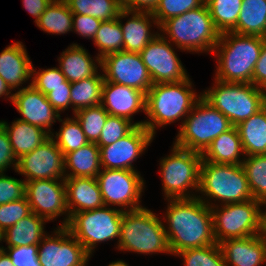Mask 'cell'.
Returning a JSON list of instances; mask_svg holds the SVG:
<instances>
[{
	"label": "cell",
	"instance_id": "cell-36",
	"mask_svg": "<svg viewBox=\"0 0 266 266\" xmlns=\"http://www.w3.org/2000/svg\"><path fill=\"white\" fill-rule=\"evenodd\" d=\"M205 3L220 33L230 32L236 27L242 0H205Z\"/></svg>",
	"mask_w": 266,
	"mask_h": 266
},
{
	"label": "cell",
	"instance_id": "cell-26",
	"mask_svg": "<svg viewBox=\"0 0 266 266\" xmlns=\"http://www.w3.org/2000/svg\"><path fill=\"white\" fill-rule=\"evenodd\" d=\"M242 156V158H240ZM245 158L237 127L220 134L202 153V161L240 165Z\"/></svg>",
	"mask_w": 266,
	"mask_h": 266
},
{
	"label": "cell",
	"instance_id": "cell-27",
	"mask_svg": "<svg viewBox=\"0 0 266 266\" xmlns=\"http://www.w3.org/2000/svg\"><path fill=\"white\" fill-rule=\"evenodd\" d=\"M0 125L7 132L16 159H19L24 154L30 153L51 136L42 128L20 119L12 122L11 126L5 121H0Z\"/></svg>",
	"mask_w": 266,
	"mask_h": 266
},
{
	"label": "cell",
	"instance_id": "cell-49",
	"mask_svg": "<svg viewBox=\"0 0 266 266\" xmlns=\"http://www.w3.org/2000/svg\"><path fill=\"white\" fill-rule=\"evenodd\" d=\"M70 89L71 87H57L53 88V91L46 95L49 103L57 110L59 114L71 106Z\"/></svg>",
	"mask_w": 266,
	"mask_h": 266
},
{
	"label": "cell",
	"instance_id": "cell-8",
	"mask_svg": "<svg viewBox=\"0 0 266 266\" xmlns=\"http://www.w3.org/2000/svg\"><path fill=\"white\" fill-rule=\"evenodd\" d=\"M181 122L173 144L201 154L215 138L232 127L229 119L202 97Z\"/></svg>",
	"mask_w": 266,
	"mask_h": 266
},
{
	"label": "cell",
	"instance_id": "cell-4",
	"mask_svg": "<svg viewBox=\"0 0 266 266\" xmlns=\"http://www.w3.org/2000/svg\"><path fill=\"white\" fill-rule=\"evenodd\" d=\"M159 30L178 49L196 53H213L221 34L214 26L206 3L167 19L159 26Z\"/></svg>",
	"mask_w": 266,
	"mask_h": 266
},
{
	"label": "cell",
	"instance_id": "cell-33",
	"mask_svg": "<svg viewBox=\"0 0 266 266\" xmlns=\"http://www.w3.org/2000/svg\"><path fill=\"white\" fill-rule=\"evenodd\" d=\"M36 25L44 32L64 35L72 31L73 13L64 0H53L40 16Z\"/></svg>",
	"mask_w": 266,
	"mask_h": 266
},
{
	"label": "cell",
	"instance_id": "cell-20",
	"mask_svg": "<svg viewBox=\"0 0 266 266\" xmlns=\"http://www.w3.org/2000/svg\"><path fill=\"white\" fill-rule=\"evenodd\" d=\"M101 105L109 115L132 122L133 114L146 113V94L133 87L104 81Z\"/></svg>",
	"mask_w": 266,
	"mask_h": 266
},
{
	"label": "cell",
	"instance_id": "cell-42",
	"mask_svg": "<svg viewBox=\"0 0 266 266\" xmlns=\"http://www.w3.org/2000/svg\"><path fill=\"white\" fill-rule=\"evenodd\" d=\"M205 4V0H159L152 15L160 26L167 19L182 15Z\"/></svg>",
	"mask_w": 266,
	"mask_h": 266
},
{
	"label": "cell",
	"instance_id": "cell-29",
	"mask_svg": "<svg viewBox=\"0 0 266 266\" xmlns=\"http://www.w3.org/2000/svg\"><path fill=\"white\" fill-rule=\"evenodd\" d=\"M46 219L31 213L22 218L15 225L7 228L3 234V242L9 247L38 245L42 238L47 234L44 231Z\"/></svg>",
	"mask_w": 266,
	"mask_h": 266
},
{
	"label": "cell",
	"instance_id": "cell-25",
	"mask_svg": "<svg viewBox=\"0 0 266 266\" xmlns=\"http://www.w3.org/2000/svg\"><path fill=\"white\" fill-rule=\"evenodd\" d=\"M86 49L73 43L59 57V68L70 83L94 76L101 68V59L90 57ZM98 66H97V64Z\"/></svg>",
	"mask_w": 266,
	"mask_h": 266
},
{
	"label": "cell",
	"instance_id": "cell-41",
	"mask_svg": "<svg viewBox=\"0 0 266 266\" xmlns=\"http://www.w3.org/2000/svg\"><path fill=\"white\" fill-rule=\"evenodd\" d=\"M136 125L144 126V121L134 123L122 117L108 115L96 145L99 148L111 145L127 135Z\"/></svg>",
	"mask_w": 266,
	"mask_h": 266
},
{
	"label": "cell",
	"instance_id": "cell-3",
	"mask_svg": "<svg viewBox=\"0 0 266 266\" xmlns=\"http://www.w3.org/2000/svg\"><path fill=\"white\" fill-rule=\"evenodd\" d=\"M188 77L177 83H155L146 93V115L144 127L155 136L156 128L184 120L196 102L202 97L192 89ZM185 116V117H184Z\"/></svg>",
	"mask_w": 266,
	"mask_h": 266
},
{
	"label": "cell",
	"instance_id": "cell-18",
	"mask_svg": "<svg viewBox=\"0 0 266 266\" xmlns=\"http://www.w3.org/2000/svg\"><path fill=\"white\" fill-rule=\"evenodd\" d=\"M154 136L144 126L136 125L115 143L100 148L103 169L135 170L132 164L147 149Z\"/></svg>",
	"mask_w": 266,
	"mask_h": 266
},
{
	"label": "cell",
	"instance_id": "cell-9",
	"mask_svg": "<svg viewBox=\"0 0 266 266\" xmlns=\"http://www.w3.org/2000/svg\"><path fill=\"white\" fill-rule=\"evenodd\" d=\"M170 155L160 159V175L164 197L168 199H191L198 195L202 154L172 145ZM193 188V189H192ZM191 193V194H190Z\"/></svg>",
	"mask_w": 266,
	"mask_h": 266
},
{
	"label": "cell",
	"instance_id": "cell-28",
	"mask_svg": "<svg viewBox=\"0 0 266 266\" xmlns=\"http://www.w3.org/2000/svg\"><path fill=\"white\" fill-rule=\"evenodd\" d=\"M64 159L65 178H96L102 169L100 148L96 143L89 142L78 150L67 153Z\"/></svg>",
	"mask_w": 266,
	"mask_h": 266
},
{
	"label": "cell",
	"instance_id": "cell-21",
	"mask_svg": "<svg viewBox=\"0 0 266 266\" xmlns=\"http://www.w3.org/2000/svg\"><path fill=\"white\" fill-rule=\"evenodd\" d=\"M226 266H261L266 263V234L231 238L219 243Z\"/></svg>",
	"mask_w": 266,
	"mask_h": 266
},
{
	"label": "cell",
	"instance_id": "cell-23",
	"mask_svg": "<svg viewBox=\"0 0 266 266\" xmlns=\"http://www.w3.org/2000/svg\"><path fill=\"white\" fill-rule=\"evenodd\" d=\"M25 45L18 41L0 53V77L15 90L32 78V61ZM22 84V85H21Z\"/></svg>",
	"mask_w": 266,
	"mask_h": 266
},
{
	"label": "cell",
	"instance_id": "cell-7",
	"mask_svg": "<svg viewBox=\"0 0 266 266\" xmlns=\"http://www.w3.org/2000/svg\"><path fill=\"white\" fill-rule=\"evenodd\" d=\"M201 95L235 127L266 105L265 90L252 83L221 82L215 79V85Z\"/></svg>",
	"mask_w": 266,
	"mask_h": 266
},
{
	"label": "cell",
	"instance_id": "cell-40",
	"mask_svg": "<svg viewBox=\"0 0 266 266\" xmlns=\"http://www.w3.org/2000/svg\"><path fill=\"white\" fill-rule=\"evenodd\" d=\"M182 256L185 266H226L219 244L189 248L175 254Z\"/></svg>",
	"mask_w": 266,
	"mask_h": 266
},
{
	"label": "cell",
	"instance_id": "cell-58",
	"mask_svg": "<svg viewBox=\"0 0 266 266\" xmlns=\"http://www.w3.org/2000/svg\"><path fill=\"white\" fill-rule=\"evenodd\" d=\"M1 241H3V234H2V232L0 231V242ZM0 248H2V247H0Z\"/></svg>",
	"mask_w": 266,
	"mask_h": 266
},
{
	"label": "cell",
	"instance_id": "cell-1",
	"mask_svg": "<svg viewBox=\"0 0 266 266\" xmlns=\"http://www.w3.org/2000/svg\"><path fill=\"white\" fill-rule=\"evenodd\" d=\"M164 225L171 254L217 243L211 207L199 198L168 199ZM169 226V227H168Z\"/></svg>",
	"mask_w": 266,
	"mask_h": 266
},
{
	"label": "cell",
	"instance_id": "cell-46",
	"mask_svg": "<svg viewBox=\"0 0 266 266\" xmlns=\"http://www.w3.org/2000/svg\"><path fill=\"white\" fill-rule=\"evenodd\" d=\"M14 266H41L38 260V245L5 248Z\"/></svg>",
	"mask_w": 266,
	"mask_h": 266
},
{
	"label": "cell",
	"instance_id": "cell-39",
	"mask_svg": "<svg viewBox=\"0 0 266 266\" xmlns=\"http://www.w3.org/2000/svg\"><path fill=\"white\" fill-rule=\"evenodd\" d=\"M109 113L102 105L80 109L74 113L90 143H97Z\"/></svg>",
	"mask_w": 266,
	"mask_h": 266
},
{
	"label": "cell",
	"instance_id": "cell-10",
	"mask_svg": "<svg viewBox=\"0 0 266 266\" xmlns=\"http://www.w3.org/2000/svg\"><path fill=\"white\" fill-rule=\"evenodd\" d=\"M262 206L255 199L224 204L221 207L214 203L211 212L217 244L231 238L252 237L264 233Z\"/></svg>",
	"mask_w": 266,
	"mask_h": 266
},
{
	"label": "cell",
	"instance_id": "cell-22",
	"mask_svg": "<svg viewBox=\"0 0 266 266\" xmlns=\"http://www.w3.org/2000/svg\"><path fill=\"white\" fill-rule=\"evenodd\" d=\"M130 15L131 17L128 18ZM126 17L128 19L124 25L122 20ZM118 21L123 32V51L125 52L140 53L159 34L158 32L151 33V24H154L159 30L152 13L132 12L123 9L118 15Z\"/></svg>",
	"mask_w": 266,
	"mask_h": 266
},
{
	"label": "cell",
	"instance_id": "cell-53",
	"mask_svg": "<svg viewBox=\"0 0 266 266\" xmlns=\"http://www.w3.org/2000/svg\"><path fill=\"white\" fill-rule=\"evenodd\" d=\"M11 91V87L0 77V97L8 96L7 98L12 102L14 93Z\"/></svg>",
	"mask_w": 266,
	"mask_h": 266
},
{
	"label": "cell",
	"instance_id": "cell-16",
	"mask_svg": "<svg viewBox=\"0 0 266 266\" xmlns=\"http://www.w3.org/2000/svg\"><path fill=\"white\" fill-rule=\"evenodd\" d=\"M104 81L114 82L143 91L145 94L153 82L140 53L113 52L101 59Z\"/></svg>",
	"mask_w": 266,
	"mask_h": 266
},
{
	"label": "cell",
	"instance_id": "cell-34",
	"mask_svg": "<svg viewBox=\"0 0 266 266\" xmlns=\"http://www.w3.org/2000/svg\"><path fill=\"white\" fill-rule=\"evenodd\" d=\"M73 14L92 16L101 21L118 17L122 0H64Z\"/></svg>",
	"mask_w": 266,
	"mask_h": 266
},
{
	"label": "cell",
	"instance_id": "cell-45",
	"mask_svg": "<svg viewBox=\"0 0 266 266\" xmlns=\"http://www.w3.org/2000/svg\"><path fill=\"white\" fill-rule=\"evenodd\" d=\"M26 181L0 173V205L25 197Z\"/></svg>",
	"mask_w": 266,
	"mask_h": 266
},
{
	"label": "cell",
	"instance_id": "cell-50",
	"mask_svg": "<svg viewBox=\"0 0 266 266\" xmlns=\"http://www.w3.org/2000/svg\"><path fill=\"white\" fill-rule=\"evenodd\" d=\"M252 84L256 87L266 89V37L259 55V59L253 70Z\"/></svg>",
	"mask_w": 266,
	"mask_h": 266
},
{
	"label": "cell",
	"instance_id": "cell-47",
	"mask_svg": "<svg viewBox=\"0 0 266 266\" xmlns=\"http://www.w3.org/2000/svg\"><path fill=\"white\" fill-rule=\"evenodd\" d=\"M101 23V20L92 16L73 14L72 31L84 38L93 39Z\"/></svg>",
	"mask_w": 266,
	"mask_h": 266
},
{
	"label": "cell",
	"instance_id": "cell-5",
	"mask_svg": "<svg viewBox=\"0 0 266 266\" xmlns=\"http://www.w3.org/2000/svg\"><path fill=\"white\" fill-rule=\"evenodd\" d=\"M163 223L146 207L124 212L116 248L145 255L171 254Z\"/></svg>",
	"mask_w": 266,
	"mask_h": 266
},
{
	"label": "cell",
	"instance_id": "cell-30",
	"mask_svg": "<svg viewBox=\"0 0 266 266\" xmlns=\"http://www.w3.org/2000/svg\"><path fill=\"white\" fill-rule=\"evenodd\" d=\"M236 127L245 156L266 154V105Z\"/></svg>",
	"mask_w": 266,
	"mask_h": 266
},
{
	"label": "cell",
	"instance_id": "cell-54",
	"mask_svg": "<svg viewBox=\"0 0 266 266\" xmlns=\"http://www.w3.org/2000/svg\"><path fill=\"white\" fill-rule=\"evenodd\" d=\"M0 266H14L6 252L1 255Z\"/></svg>",
	"mask_w": 266,
	"mask_h": 266
},
{
	"label": "cell",
	"instance_id": "cell-38",
	"mask_svg": "<svg viewBox=\"0 0 266 266\" xmlns=\"http://www.w3.org/2000/svg\"><path fill=\"white\" fill-rule=\"evenodd\" d=\"M58 121L62 122L61 128L58 133H55L56 136L54 135V132H52L50 137L58 145L64 156L89 143L75 116L74 118L66 117L64 120H62L60 116Z\"/></svg>",
	"mask_w": 266,
	"mask_h": 266
},
{
	"label": "cell",
	"instance_id": "cell-24",
	"mask_svg": "<svg viewBox=\"0 0 266 266\" xmlns=\"http://www.w3.org/2000/svg\"><path fill=\"white\" fill-rule=\"evenodd\" d=\"M67 207L70 217L77 212L104 206L96 178H65Z\"/></svg>",
	"mask_w": 266,
	"mask_h": 266
},
{
	"label": "cell",
	"instance_id": "cell-14",
	"mask_svg": "<svg viewBox=\"0 0 266 266\" xmlns=\"http://www.w3.org/2000/svg\"><path fill=\"white\" fill-rule=\"evenodd\" d=\"M171 42L157 34L140 52L150 78L155 83H177L189 77Z\"/></svg>",
	"mask_w": 266,
	"mask_h": 266
},
{
	"label": "cell",
	"instance_id": "cell-6",
	"mask_svg": "<svg viewBox=\"0 0 266 266\" xmlns=\"http://www.w3.org/2000/svg\"><path fill=\"white\" fill-rule=\"evenodd\" d=\"M198 193L202 195L197 198L210 207L214 206L211 199L219 203L221 201L220 205L241 203L253 199L241 164H217L201 161Z\"/></svg>",
	"mask_w": 266,
	"mask_h": 266
},
{
	"label": "cell",
	"instance_id": "cell-12",
	"mask_svg": "<svg viewBox=\"0 0 266 266\" xmlns=\"http://www.w3.org/2000/svg\"><path fill=\"white\" fill-rule=\"evenodd\" d=\"M96 179L105 206L117 205L123 212L142 208L145 183L138 171L102 168Z\"/></svg>",
	"mask_w": 266,
	"mask_h": 266
},
{
	"label": "cell",
	"instance_id": "cell-48",
	"mask_svg": "<svg viewBox=\"0 0 266 266\" xmlns=\"http://www.w3.org/2000/svg\"><path fill=\"white\" fill-rule=\"evenodd\" d=\"M8 167H13L16 171L17 159L13 154L12 145L9 141L7 132L0 125V173H4Z\"/></svg>",
	"mask_w": 266,
	"mask_h": 266
},
{
	"label": "cell",
	"instance_id": "cell-19",
	"mask_svg": "<svg viewBox=\"0 0 266 266\" xmlns=\"http://www.w3.org/2000/svg\"><path fill=\"white\" fill-rule=\"evenodd\" d=\"M12 103L22 115V118L18 119L47 130L50 135L52 124L61 116L49 103L47 96L31 83L14 93Z\"/></svg>",
	"mask_w": 266,
	"mask_h": 266
},
{
	"label": "cell",
	"instance_id": "cell-37",
	"mask_svg": "<svg viewBox=\"0 0 266 266\" xmlns=\"http://www.w3.org/2000/svg\"><path fill=\"white\" fill-rule=\"evenodd\" d=\"M93 41L99 49L97 56L100 59L107 54L123 51V32L118 17L102 21Z\"/></svg>",
	"mask_w": 266,
	"mask_h": 266
},
{
	"label": "cell",
	"instance_id": "cell-15",
	"mask_svg": "<svg viewBox=\"0 0 266 266\" xmlns=\"http://www.w3.org/2000/svg\"><path fill=\"white\" fill-rule=\"evenodd\" d=\"M38 244L41 266H85L91 256L66 227H57ZM55 235V236H54Z\"/></svg>",
	"mask_w": 266,
	"mask_h": 266
},
{
	"label": "cell",
	"instance_id": "cell-56",
	"mask_svg": "<svg viewBox=\"0 0 266 266\" xmlns=\"http://www.w3.org/2000/svg\"><path fill=\"white\" fill-rule=\"evenodd\" d=\"M266 208V202L263 204ZM263 232L266 234V210L263 211Z\"/></svg>",
	"mask_w": 266,
	"mask_h": 266
},
{
	"label": "cell",
	"instance_id": "cell-13",
	"mask_svg": "<svg viewBox=\"0 0 266 266\" xmlns=\"http://www.w3.org/2000/svg\"><path fill=\"white\" fill-rule=\"evenodd\" d=\"M25 196L28 199V203L33 213L47 221L65 215L66 217L59 227L67 226L70 215L67 207L64 179L26 181Z\"/></svg>",
	"mask_w": 266,
	"mask_h": 266
},
{
	"label": "cell",
	"instance_id": "cell-52",
	"mask_svg": "<svg viewBox=\"0 0 266 266\" xmlns=\"http://www.w3.org/2000/svg\"><path fill=\"white\" fill-rule=\"evenodd\" d=\"M53 0H22L23 6L29 14L34 16L35 23Z\"/></svg>",
	"mask_w": 266,
	"mask_h": 266
},
{
	"label": "cell",
	"instance_id": "cell-55",
	"mask_svg": "<svg viewBox=\"0 0 266 266\" xmlns=\"http://www.w3.org/2000/svg\"><path fill=\"white\" fill-rule=\"evenodd\" d=\"M108 266H129V265L123 260H118L115 262H111Z\"/></svg>",
	"mask_w": 266,
	"mask_h": 266
},
{
	"label": "cell",
	"instance_id": "cell-57",
	"mask_svg": "<svg viewBox=\"0 0 266 266\" xmlns=\"http://www.w3.org/2000/svg\"><path fill=\"white\" fill-rule=\"evenodd\" d=\"M5 252L4 250V247L2 246V248H0V258H1V255Z\"/></svg>",
	"mask_w": 266,
	"mask_h": 266
},
{
	"label": "cell",
	"instance_id": "cell-51",
	"mask_svg": "<svg viewBox=\"0 0 266 266\" xmlns=\"http://www.w3.org/2000/svg\"><path fill=\"white\" fill-rule=\"evenodd\" d=\"M159 0H122L124 10L153 13Z\"/></svg>",
	"mask_w": 266,
	"mask_h": 266
},
{
	"label": "cell",
	"instance_id": "cell-32",
	"mask_svg": "<svg viewBox=\"0 0 266 266\" xmlns=\"http://www.w3.org/2000/svg\"><path fill=\"white\" fill-rule=\"evenodd\" d=\"M104 74L98 72L89 78L71 83V107L73 114L80 109L101 105Z\"/></svg>",
	"mask_w": 266,
	"mask_h": 266
},
{
	"label": "cell",
	"instance_id": "cell-35",
	"mask_svg": "<svg viewBox=\"0 0 266 266\" xmlns=\"http://www.w3.org/2000/svg\"><path fill=\"white\" fill-rule=\"evenodd\" d=\"M253 199L266 202V154L246 156L241 163Z\"/></svg>",
	"mask_w": 266,
	"mask_h": 266
},
{
	"label": "cell",
	"instance_id": "cell-44",
	"mask_svg": "<svg viewBox=\"0 0 266 266\" xmlns=\"http://www.w3.org/2000/svg\"><path fill=\"white\" fill-rule=\"evenodd\" d=\"M32 213L27 197L0 205V231L15 225L22 218Z\"/></svg>",
	"mask_w": 266,
	"mask_h": 266
},
{
	"label": "cell",
	"instance_id": "cell-2",
	"mask_svg": "<svg viewBox=\"0 0 266 266\" xmlns=\"http://www.w3.org/2000/svg\"><path fill=\"white\" fill-rule=\"evenodd\" d=\"M264 39L232 31L221 33L213 51L218 57L215 79L221 82L252 83L253 70Z\"/></svg>",
	"mask_w": 266,
	"mask_h": 266
},
{
	"label": "cell",
	"instance_id": "cell-31",
	"mask_svg": "<svg viewBox=\"0 0 266 266\" xmlns=\"http://www.w3.org/2000/svg\"><path fill=\"white\" fill-rule=\"evenodd\" d=\"M232 32L266 37V0H242L237 25Z\"/></svg>",
	"mask_w": 266,
	"mask_h": 266
},
{
	"label": "cell",
	"instance_id": "cell-17",
	"mask_svg": "<svg viewBox=\"0 0 266 266\" xmlns=\"http://www.w3.org/2000/svg\"><path fill=\"white\" fill-rule=\"evenodd\" d=\"M64 154L50 137L30 153L17 159L15 172L24 175L25 181L65 179Z\"/></svg>",
	"mask_w": 266,
	"mask_h": 266
},
{
	"label": "cell",
	"instance_id": "cell-43",
	"mask_svg": "<svg viewBox=\"0 0 266 266\" xmlns=\"http://www.w3.org/2000/svg\"><path fill=\"white\" fill-rule=\"evenodd\" d=\"M32 79L31 85L45 95L53 91V88L71 87L59 67L40 69L39 72L32 67Z\"/></svg>",
	"mask_w": 266,
	"mask_h": 266
},
{
	"label": "cell",
	"instance_id": "cell-11",
	"mask_svg": "<svg viewBox=\"0 0 266 266\" xmlns=\"http://www.w3.org/2000/svg\"><path fill=\"white\" fill-rule=\"evenodd\" d=\"M123 211L103 206L74 213L66 226L69 232L92 257L97 243L115 238L119 241Z\"/></svg>",
	"mask_w": 266,
	"mask_h": 266
}]
</instances>
